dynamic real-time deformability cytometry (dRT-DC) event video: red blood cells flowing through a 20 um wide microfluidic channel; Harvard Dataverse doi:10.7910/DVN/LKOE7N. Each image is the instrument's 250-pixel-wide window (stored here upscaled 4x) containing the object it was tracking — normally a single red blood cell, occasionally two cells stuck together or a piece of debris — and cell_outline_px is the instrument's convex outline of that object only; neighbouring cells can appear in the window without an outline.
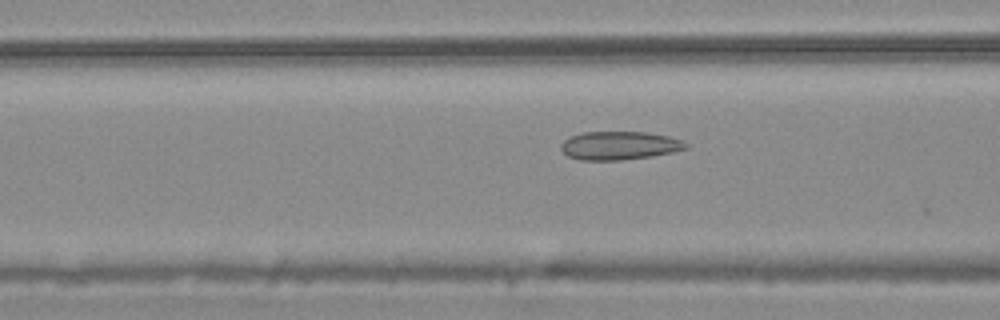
{"species": "common noctule bat (a hibernating species)", "species_latin": "Nyctalus noctula", "temperature_condition": "warm", "stored_images_in_passage": 25, "camera_frame_rate_fps": 3000, "um_per_image_px": 0.085, "animal": {"sex": "male", "body_mass_g": 20.4}, "frame": {"image": 1, "passage_image": 21, "time_ms": 6.667, "image_size_px": [1000, 320], "cell_outline_px": [[688, 148], [672, 152], [652, 156], [620, 160], [580, 160], [568, 156], [560, 148], [560, 144], [564, 140], [572, 136], [584, 132], [648, 132], [668, 136], [680, 140], [688, 144]], "centroid_in_image_um": [52.64, 12.37], "position_along_channel_um": 114.0, "area_um2": 20.58}}
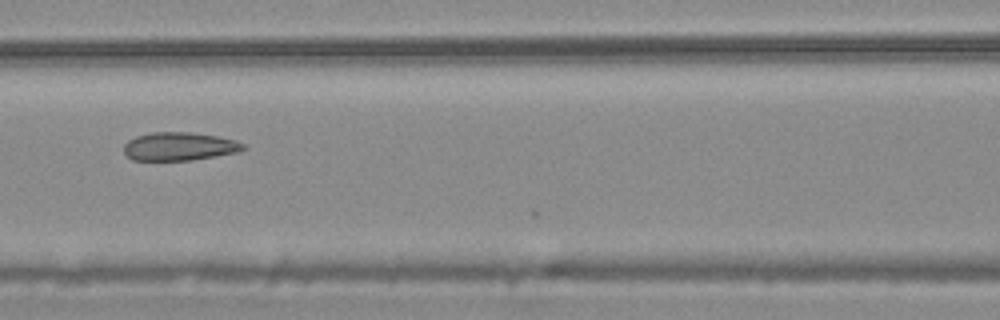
{"frame": {"image": 2, "passage_image": 24, "time_ms": 7.667, "image_size_px": [1000, 320], "cell_outline_px": [[248, 148], [236, 152], [216, 156], [192, 160], [132, 160], [124, 152], [124, 144], [128, 140], [136, 136], [152, 132], [192, 132], [216, 136], [236, 140], [244, 144]], "centroid_in_image_um": [15.25, 12.44], "position_along_channel_um": 151.4, "area_um2": 19.71}}